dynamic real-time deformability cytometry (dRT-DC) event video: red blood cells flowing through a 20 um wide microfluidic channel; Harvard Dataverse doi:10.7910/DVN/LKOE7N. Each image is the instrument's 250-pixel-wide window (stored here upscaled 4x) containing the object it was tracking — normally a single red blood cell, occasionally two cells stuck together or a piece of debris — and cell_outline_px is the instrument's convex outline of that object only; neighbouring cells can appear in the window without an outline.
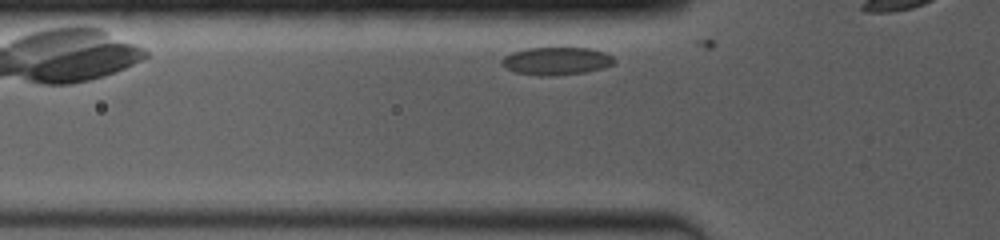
{"species": "common noctule bat (a hibernating species)", "species_latin": "Nyctalus noctula", "temperature_condition": "room temperature", "stored_images_in_passage": 4, "camera_frame_rate_fps": 4000, "um_per_image_px": 0.085, "animal": {"sex": "female", "body_mass_g": 19.0, "forearm_length_mm": 53.3}, "frame": {"image": 1, "passage_image": 3, "time_ms": 0.5, "image_size_px": [1000, 240], "cell_outline_px": [[616, 60], [612, 64], [604, 68], [584, 72], [552, 76], [540, 76], [516, 72], [504, 68], [500, 64], [500, 60], [504, 56], [512, 52], [528, 48], [592, 48], [604, 52], [612, 56]], "centroid_in_image_um": [47.27, 5.19], "position_along_channel_um": 78.5, "area_um2": 18.32}}